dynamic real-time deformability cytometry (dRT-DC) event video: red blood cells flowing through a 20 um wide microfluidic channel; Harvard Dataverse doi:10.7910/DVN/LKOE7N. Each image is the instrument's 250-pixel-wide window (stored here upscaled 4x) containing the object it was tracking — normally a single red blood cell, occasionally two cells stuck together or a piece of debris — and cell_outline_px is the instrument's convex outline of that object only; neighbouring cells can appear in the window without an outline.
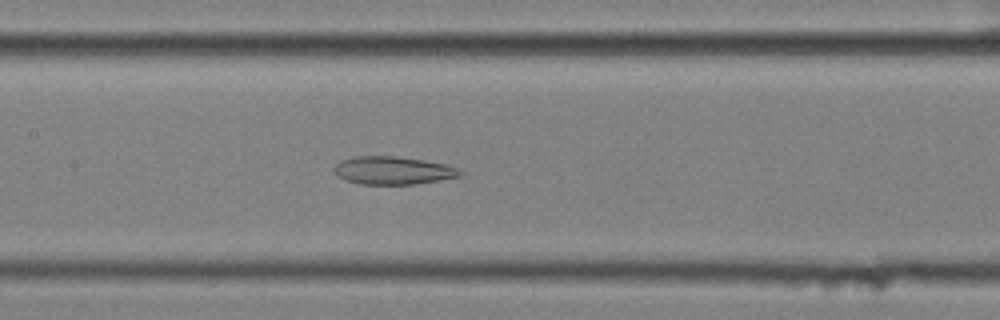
{"species": "common noctule bat (a hibernating species)", "species_latin": "Nyctalus noctula", "temperature_condition": "cold", "stored_images_in_passage": 59, "camera_frame_rate_fps": 3000, "um_per_image_px": 0.085, "animal": {"sex": "female", "body_mass_g": 25.1}, "frame": {"image": 1, "passage_image": 29, "time_ms": 9.333, "image_size_px": [1000, 320], "cell_outline_px": [[464, 172], [460, 176], [412, 184], [360, 184], [348, 180], [340, 176], [332, 168], [340, 160], [356, 156], [392, 156], [424, 160], [448, 164], [460, 168]], "centroid_in_image_um": [33.44, 14.47], "position_along_channel_um": 174.0, "area_um2": 20.35}}
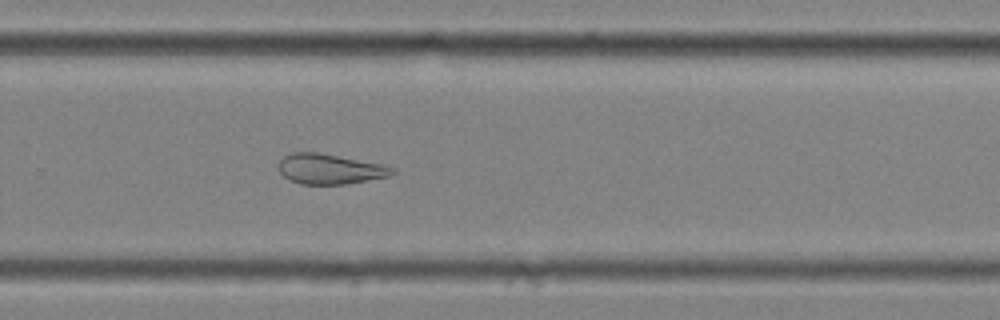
{"frame": {"image": 2, "passage_image": 40, "time_ms": 13.0, "image_size_px": [1000, 320], "cell_outline_px": [[396, 172], [388, 176], [368, 180], [344, 184], [300, 184], [288, 180], [280, 172], [280, 160], [284, 156], [292, 152], [320, 152], [384, 164], [396, 168]], "centroid_in_image_um": [28.06, 14.35], "position_along_channel_um": 301.7, "area_um2": 20.11}}
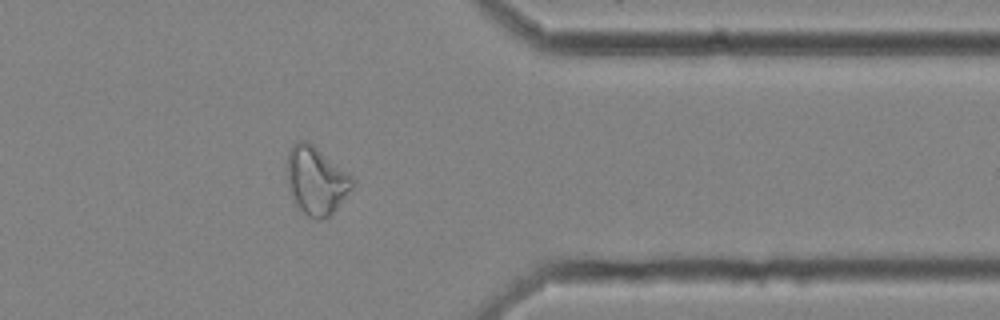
{"frame": {"image": 3, "passage_image": 48, "time_ms": 15.667, "image_size_px": [1000, 320], "cell_outline_px": [[356, 180], [352, 188], [336, 208], [328, 216], [320, 220], [308, 216], [296, 208], [292, 200], [288, 188], [288, 152], [292, 144], [296, 140], [308, 140], [352, 176]], "centroid_in_image_um": [26.85, 15.34], "position_along_channel_um": 384.5, "area_um2": 25.95}, "authors_computed_cell_mechanics": {"area_um2": 27.8596, "velocity_mm_per_s": 3.4935, "shape_relaxation_time_tau1_ms": null, "shape_relaxation_time_tau2_ms": 5.543, "deformation_change_tau1": null, "deformation_change_tau2": 0.1592}}